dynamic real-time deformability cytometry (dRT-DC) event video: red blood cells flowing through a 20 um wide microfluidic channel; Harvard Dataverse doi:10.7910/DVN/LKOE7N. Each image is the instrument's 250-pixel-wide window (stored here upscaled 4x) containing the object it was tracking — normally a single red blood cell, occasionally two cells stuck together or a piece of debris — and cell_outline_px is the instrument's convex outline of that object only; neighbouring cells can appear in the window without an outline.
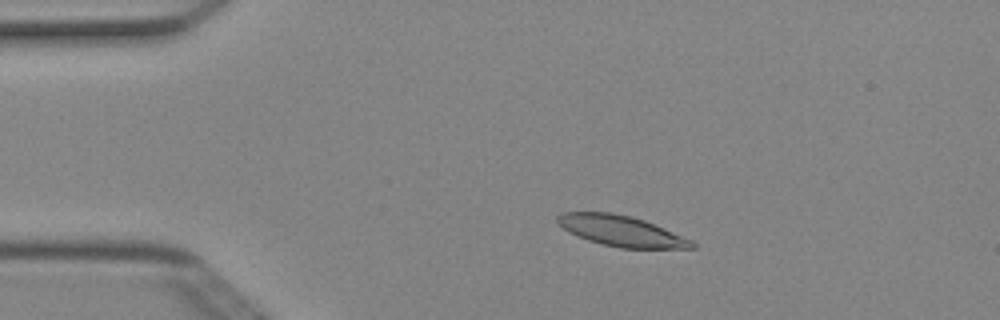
{"species": "Egyptian fruit bat (a non-hibernating species)", "species_latin": "Rousettus aegyptiacus", "temperature_condition": "cold", "stored_images_in_passage": 5, "camera_frame_rate_fps": 3000, "um_per_image_px": 0.085, "animal": {"sex": "female"}, "frame": {"image": 1, "passage_image": 3, "time_ms": 0.667, "image_size_px": [1000, 320], "cell_outline_px": [[696, 248], [620, 248], [588, 240], [576, 236], [568, 232], [556, 220], [556, 216], [564, 212], [612, 212], [632, 216], [644, 220], [692, 240], [696, 244]], "centroid_in_image_um": [52.79, 19.62], "position_along_channel_um": 32.2, "area_um2": 23.87}}
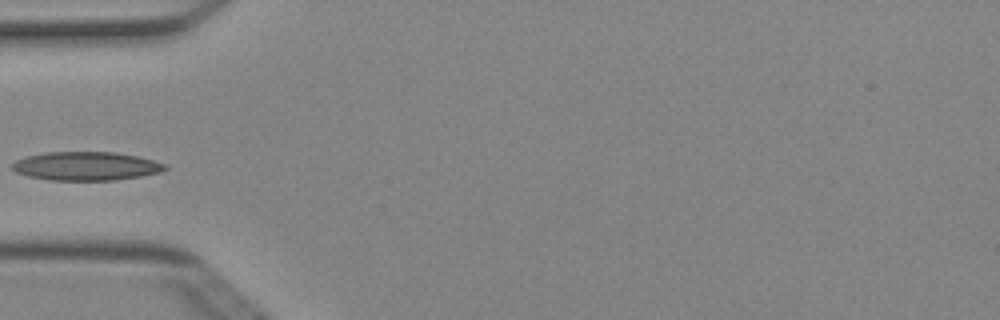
{"frame": {"image": 2, "passage_image": 5, "time_ms": 1.333, "image_size_px": [1000, 320], "cell_outline_px": [[168, 168], [160, 172], [140, 176], [116, 180], [48, 180], [28, 176], [16, 172], [12, 168], [12, 164], [16, 160], [28, 156], [44, 152], [116, 152], [136, 156], [152, 160], [164, 164]], "centroid_in_image_um": [7.3, 14.12], "position_along_channel_um": 77.7, "area_um2": 25.37}}